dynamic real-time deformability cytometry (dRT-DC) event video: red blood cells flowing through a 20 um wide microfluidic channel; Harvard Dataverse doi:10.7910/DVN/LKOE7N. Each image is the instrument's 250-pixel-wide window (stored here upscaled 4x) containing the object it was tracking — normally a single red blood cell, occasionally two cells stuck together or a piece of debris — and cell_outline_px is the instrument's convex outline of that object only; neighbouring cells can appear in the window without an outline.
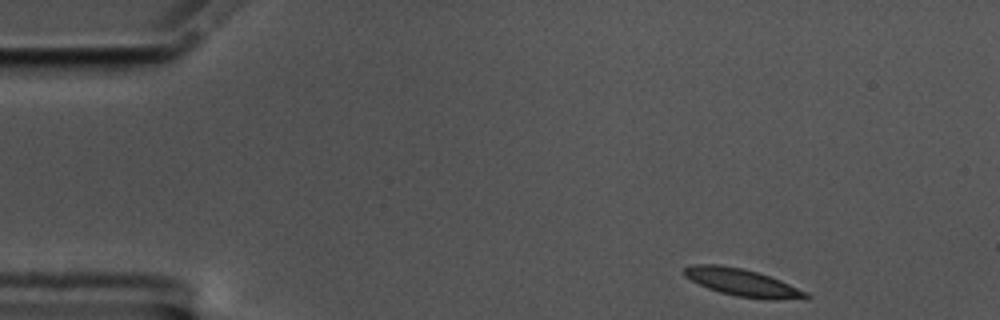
{"species": "common noctule bat (a hibernating species)", "species_latin": "Nyctalus noctula", "temperature_condition": "cold", "stored_images_in_passage": 51, "camera_frame_rate_fps": 3000, "um_per_image_px": 0.085, "animal": {"sex": "male", "body_mass_g": 17.5, "forearm_length_mm": 52.3}, "frame": {"image": 1, "passage_image": 1, "time_ms": 0.0, "image_size_px": [1000, 320], "cell_outline_px": [[812, 296], [808, 300], [776, 300], [736, 296], [720, 292], [708, 288], [684, 276], [684, 268], [692, 264], [720, 264], [744, 268], [780, 280], [808, 292]], "centroid_in_image_um": [63.18, 24.03], "position_along_channel_um": 21.8, "area_um2": 19.59}}
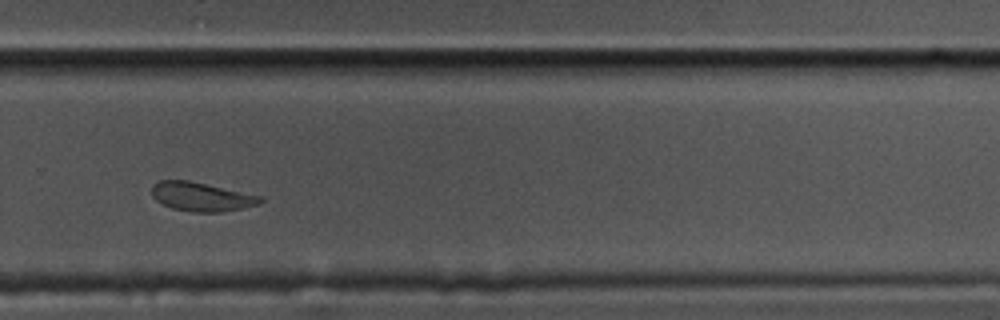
{"frame": {"image": 2, "passage_image": 33, "time_ms": 10.667, "image_size_px": [1000, 320], "cell_outline_px": [[264, 200], [260, 204], [244, 208], [220, 212], [192, 212], [172, 208], [156, 200], [152, 196], [152, 184], [160, 180], [188, 180], [264, 196]], "centroid_in_image_um": [17.16, 16.72], "position_along_channel_um": 312.6, "area_um2": 18.44}}
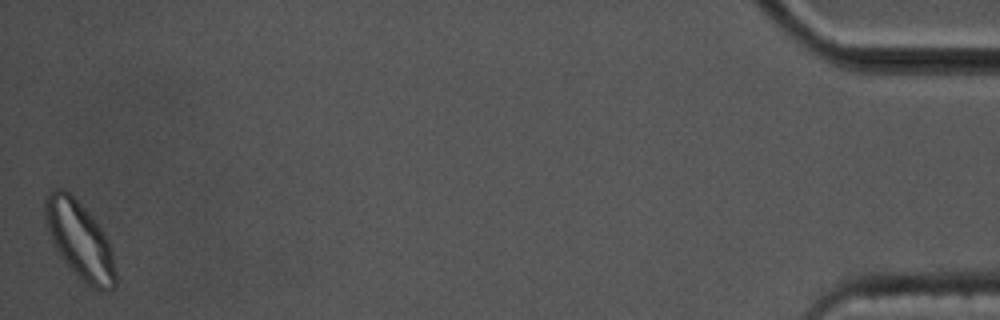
{"frame": {"image": 3, "passage_image": 51, "time_ms": 16.667, "image_size_px": [1000, 320], "cell_outline_px": [[116, 284], [112, 288], [100, 292], [84, 284], [64, 260], [56, 248], [52, 240], [44, 216], [44, 200], [48, 192], [52, 188], [64, 188], [96, 220], [104, 232], [108, 240], [112, 252], [116, 272]], "centroid_in_image_um": [6.78, 20.42], "position_along_channel_um": 428.4, "area_um2": 31.73}, "authors_computed_cell_mechanics": {"area_um2": 19.4786, "velocity_mm_per_s": 3.4834, "shape_relaxation_time_tau1_ms": 3.6617, "shape_relaxation_time_tau2_ms": 3.2939, "deformation_change_tau1": 0.1054, "deformation_change_tau2": 0.0515}}